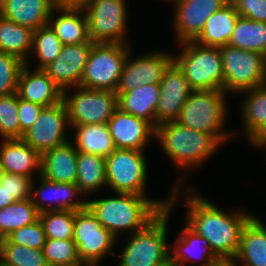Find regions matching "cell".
<instances>
[{
  "label": "cell",
  "instance_id": "obj_1",
  "mask_svg": "<svg viewBox=\"0 0 266 266\" xmlns=\"http://www.w3.org/2000/svg\"><path fill=\"white\" fill-rule=\"evenodd\" d=\"M194 187L193 185V187L171 189L168 193L169 206L174 210L181 201H184L181 204L187 209L184 222L208 240L211 249L219 259H234L240 245L242 230L255 212L253 214L238 207L225 211Z\"/></svg>",
  "mask_w": 266,
  "mask_h": 266
},
{
  "label": "cell",
  "instance_id": "obj_2",
  "mask_svg": "<svg viewBox=\"0 0 266 266\" xmlns=\"http://www.w3.org/2000/svg\"><path fill=\"white\" fill-rule=\"evenodd\" d=\"M155 140L163 153L181 174L170 187L192 186L190 173L201 168L215 156L223 145L211 134L193 130L177 121L162 123L155 127ZM207 160V161H206ZM194 170V171H193ZM188 176V178H187Z\"/></svg>",
  "mask_w": 266,
  "mask_h": 266
},
{
  "label": "cell",
  "instance_id": "obj_3",
  "mask_svg": "<svg viewBox=\"0 0 266 266\" xmlns=\"http://www.w3.org/2000/svg\"><path fill=\"white\" fill-rule=\"evenodd\" d=\"M98 198H87L86 207L101 225L120 241L122 233L128 236L143 229L164 208L169 207V195L153 199L148 195L112 193Z\"/></svg>",
  "mask_w": 266,
  "mask_h": 266
},
{
  "label": "cell",
  "instance_id": "obj_4",
  "mask_svg": "<svg viewBox=\"0 0 266 266\" xmlns=\"http://www.w3.org/2000/svg\"><path fill=\"white\" fill-rule=\"evenodd\" d=\"M227 96L230 95L222 90H193L176 121L193 130L209 133L225 145L240 131L239 128L225 130L230 108Z\"/></svg>",
  "mask_w": 266,
  "mask_h": 266
},
{
  "label": "cell",
  "instance_id": "obj_5",
  "mask_svg": "<svg viewBox=\"0 0 266 266\" xmlns=\"http://www.w3.org/2000/svg\"><path fill=\"white\" fill-rule=\"evenodd\" d=\"M171 213L174 210L170 206L164 208L143 229L126 236L122 252H115L117 266H160L169 261Z\"/></svg>",
  "mask_w": 266,
  "mask_h": 266
},
{
  "label": "cell",
  "instance_id": "obj_6",
  "mask_svg": "<svg viewBox=\"0 0 266 266\" xmlns=\"http://www.w3.org/2000/svg\"><path fill=\"white\" fill-rule=\"evenodd\" d=\"M173 62L183 72L193 90H222L223 63L220 48L202 46L194 41L175 44Z\"/></svg>",
  "mask_w": 266,
  "mask_h": 266
},
{
  "label": "cell",
  "instance_id": "obj_7",
  "mask_svg": "<svg viewBox=\"0 0 266 266\" xmlns=\"http://www.w3.org/2000/svg\"><path fill=\"white\" fill-rule=\"evenodd\" d=\"M128 0H90L84 7L93 43L130 44Z\"/></svg>",
  "mask_w": 266,
  "mask_h": 266
},
{
  "label": "cell",
  "instance_id": "obj_8",
  "mask_svg": "<svg viewBox=\"0 0 266 266\" xmlns=\"http://www.w3.org/2000/svg\"><path fill=\"white\" fill-rule=\"evenodd\" d=\"M223 91L231 96L266 84V56L225 45L220 47Z\"/></svg>",
  "mask_w": 266,
  "mask_h": 266
},
{
  "label": "cell",
  "instance_id": "obj_9",
  "mask_svg": "<svg viewBox=\"0 0 266 266\" xmlns=\"http://www.w3.org/2000/svg\"><path fill=\"white\" fill-rule=\"evenodd\" d=\"M146 152L115 149L105 158L107 190L148 195L146 191L150 176Z\"/></svg>",
  "mask_w": 266,
  "mask_h": 266
},
{
  "label": "cell",
  "instance_id": "obj_10",
  "mask_svg": "<svg viewBox=\"0 0 266 266\" xmlns=\"http://www.w3.org/2000/svg\"><path fill=\"white\" fill-rule=\"evenodd\" d=\"M133 44L94 43L80 86L116 92L120 76Z\"/></svg>",
  "mask_w": 266,
  "mask_h": 266
},
{
  "label": "cell",
  "instance_id": "obj_11",
  "mask_svg": "<svg viewBox=\"0 0 266 266\" xmlns=\"http://www.w3.org/2000/svg\"><path fill=\"white\" fill-rule=\"evenodd\" d=\"M71 129L75 125L107 124L118 109V95L109 90L76 86L63 91Z\"/></svg>",
  "mask_w": 266,
  "mask_h": 266
},
{
  "label": "cell",
  "instance_id": "obj_12",
  "mask_svg": "<svg viewBox=\"0 0 266 266\" xmlns=\"http://www.w3.org/2000/svg\"><path fill=\"white\" fill-rule=\"evenodd\" d=\"M72 240L78 247L82 263L101 266L109 256L115 258V247L119 244L118 239L101 225L87 207L75 212Z\"/></svg>",
  "mask_w": 266,
  "mask_h": 266
},
{
  "label": "cell",
  "instance_id": "obj_13",
  "mask_svg": "<svg viewBox=\"0 0 266 266\" xmlns=\"http://www.w3.org/2000/svg\"><path fill=\"white\" fill-rule=\"evenodd\" d=\"M69 130L71 131V126L62 101L56 105L44 107L32 127L23 134L21 139L43 154L70 141L72 133Z\"/></svg>",
  "mask_w": 266,
  "mask_h": 266
},
{
  "label": "cell",
  "instance_id": "obj_14",
  "mask_svg": "<svg viewBox=\"0 0 266 266\" xmlns=\"http://www.w3.org/2000/svg\"><path fill=\"white\" fill-rule=\"evenodd\" d=\"M133 51L126 58L116 93L131 91L144 84H159L165 70L173 62L172 52L170 54L167 50H150L137 57L132 55L135 53Z\"/></svg>",
  "mask_w": 266,
  "mask_h": 266
},
{
  "label": "cell",
  "instance_id": "obj_15",
  "mask_svg": "<svg viewBox=\"0 0 266 266\" xmlns=\"http://www.w3.org/2000/svg\"><path fill=\"white\" fill-rule=\"evenodd\" d=\"M230 0H172L174 42L194 41L206 20Z\"/></svg>",
  "mask_w": 266,
  "mask_h": 266
},
{
  "label": "cell",
  "instance_id": "obj_16",
  "mask_svg": "<svg viewBox=\"0 0 266 266\" xmlns=\"http://www.w3.org/2000/svg\"><path fill=\"white\" fill-rule=\"evenodd\" d=\"M84 197V198H83ZM31 201L39 213L46 211H79L86 208L87 199L76 183L53 182L41 175L34 178Z\"/></svg>",
  "mask_w": 266,
  "mask_h": 266
},
{
  "label": "cell",
  "instance_id": "obj_17",
  "mask_svg": "<svg viewBox=\"0 0 266 266\" xmlns=\"http://www.w3.org/2000/svg\"><path fill=\"white\" fill-rule=\"evenodd\" d=\"M160 98L156 107V126L176 121L193 91L178 66L172 62L159 83Z\"/></svg>",
  "mask_w": 266,
  "mask_h": 266
},
{
  "label": "cell",
  "instance_id": "obj_18",
  "mask_svg": "<svg viewBox=\"0 0 266 266\" xmlns=\"http://www.w3.org/2000/svg\"><path fill=\"white\" fill-rule=\"evenodd\" d=\"M93 42L63 45L60 54L43 70L64 91L80 86Z\"/></svg>",
  "mask_w": 266,
  "mask_h": 266
},
{
  "label": "cell",
  "instance_id": "obj_19",
  "mask_svg": "<svg viewBox=\"0 0 266 266\" xmlns=\"http://www.w3.org/2000/svg\"><path fill=\"white\" fill-rule=\"evenodd\" d=\"M107 126L116 149L146 151L149 143L155 140V127L150 122L119 108L108 120Z\"/></svg>",
  "mask_w": 266,
  "mask_h": 266
},
{
  "label": "cell",
  "instance_id": "obj_20",
  "mask_svg": "<svg viewBox=\"0 0 266 266\" xmlns=\"http://www.w3.org/2000/svg\"><path fill=\"white\" fill-rule=\"evenodd\" d=\"M183 223L178 236L173 244H170V261L174 265L183 266H211L217 262L219 258L211 249L208 240Z\"/></svg>",
  "mask_w": 266,
  "mask_h": 266
},
{
  "label": "cell",
  "instance_id": "obj_21",
  "mask_svg": "<svg viewBox=\"0 0 266 266\" xmlns=\"http://www.w3.org/2000/svg\"><path fill=\"white\" fill-rule=\"evenodd\" d=\"M17 94L22 100L49 107L62 102L63 90L43 69L27 64L21 69Z\"/></svg>",
  "mask_w": 266,
  "mask_h": 266
},
{
  "label": "cell",
  "instance_id": "obj_22",
  "mask_svg": "<svg viewBox=\"0 0 266 266\" xmlns=\"http://www.w3.org/2000/svg\"><path fill=\"white\" fill-rule=\"evenodd\" d=\"M0 160L5 173L33 179L40 175L41 154L21 138L1 139Z\"/></svg>",
  "mask_w": 266,
  "mask_h": 266
},
{
  "label": "cell",
  "instance_id": "obj_23",
  "mask_svg": "<svg viewBox=\"0 0 266 266\" xmlns=\"http://www.w3.org/2000/svg\"><path fill=\"white\" fill-rule=\"evenodd\" d=\"M78 151L70 140L41 154L40 175L47 180L76 183Z\"/></svg>",
  "mask_w": 266,
  "mask_h": 266
},
{
  "label": "cell",
  "instance_id": "obj_24",
  "mask_svg": "<svg viewBox=\"0 0 266 266\" xmlns=\"http://www.w3.org/2000/svg\"><path fill=\"white\" fill-rule=\"evenodd\" d=\"M266 222L254 215L244 226L234 260L240 266H266Z\"/></svg>",
  "mask_w": 266,
  "mask_h": 266
},
{
  "label": "cell",
  "instance_id": "obj_25",
  "mask_svg": "<svg viewBox=\"0 0 266 266\" xmlns=\"http://www.w3.org/2000/svg\"><path fill=\"white\" fill-rule=\"evenodd\" d=\"M52 10L49 0H0V16L33 31L48 23Z\"/></svg>",
  "mask_w": 266,
  "mask_h": 266
},
{
  "label": "cell",
  "instance_id": "obj_26",
  "mask_svg": "<svg viewBox=\"0 0 266 266\" xmlns=\"http://www.w3.org/2000/svg\"><path fill=\"white\" fill-rule=\"evenodd\" d=\"M47 24L63 45L92 42L84 9H53Z\"/></svg>",
  "mask_w": 266,
  "mask_h": 266
},
{
  "label": "cell",
  "instance_id": "obj_27",
  "mask_svg": "<svg viewBox=\"0 0 266 266\" xmlns=\"http://www.w3.org/2000/svg\"><path fill=\"white\" fill-rule=\"evenodd\" d=\"M239 14L229 1L206 20L205 26L194 42L207 47L228 45Z\"/></svg>",
  "mask_w": 266,
  "mask_h": 266
},
{
  "label": "cell",
  "instance_id": "obj_28",
  "mask_svg": "<svg viewBox=\"0 0 266 266\" xmlns=\"http://www.w3.org/2000/svg\"><path fill=\"white\" fill-rule=\"evenodd\" d=\"M117 95L118 108L121 111L147 120L156 127V107L160 98L159 84H144Z\"/></svg>",
  "mask_w": 266,
  "mask_h": 266
},
{
  "label": "cell",
  "instance_id": "obj_29",
  "mask_svg": "<svg viewBox=\"0 0 266 266\" xmlns=\"http://www.w3.org/2000/svg\"><path fill=\"white\" fill-rule=\"evenodd\" d=\"M72 131L71 141L78 152L107 158L116 149L107 124L75 125Z\"/></svg>",
  "mask_w": 266,
  "mask_h": 266
},
{
  "label": "cell",
  "instance_id": "obj_30",
  "mask_svg": "<svg viewBox=\"0 0 266 266\" xmlns=\"http://www.w3.org/2000/svg\"><path fill=\"white\" fill-rule=\"evenodd\" d=\"M105 170V158L78 152L76 184L86 199L107 190Z\"/></svg>",
  "mask_w": 266,
  "mask_h": 266
},
{
  "label": "cell",
  "instance_id": "obj_31",
  "mask_svg": "<svg viewBox=\"0 0 266 266\" xmlns=\"http://www.w3.org/2000/svg\"><path fill=\"white\" fill-rule=\"evenodd\" d=\"M241 132L247 140L266 122V84L237 94Z\"/></svg>",
  "mask_w": 266,
  "mask_h": 266
},
{
  "label": "cell",
  "instance_id": "obj_32",
  "mask_svg": "<svg viewBox=\"0 0 266 266\" xmlns=\"http://www.w3.org/2000/svg\"><path fill=\"white\" fill-rule=\"evenodd\" d=\"M33 33L32 29L0 16V51L26 63L33 49Z\"/></svg>",
  "mask_w": 266,
  "mask_h": 266
},
{
  "label": "cell",
  "instance_id": "obj_33",
  "mask_svg": "<svg viewBox=\"0 0 266 266\" xmlns=\"http://www.w3.org/2000/svg\"><path fill=\"white\" fill-rule=\"evenodd\" d=\"M228 45L266 56V22L238 17Z\"/></svg>",
  "mask_w": 266,
  "mask_h": 266
},
{
  "label": "cell",
  "instance_id": "obj_34",
  "mask_svg": "<svg viewBox=\"0 0 266 266\" xmlns=\"http://www.w3.org/2000/svg\"><path fill=\"white\" fill-rule=\"evenodd\" d=\"M62 47L63 44L60 39L51 27L46 24L34 31L33 49L25 64L32 68L35 67V69H44L60 54ZM32 59H36L35 61L38 62L35 66L33 65L35 62Z\"/></svg>",
  "mask_w": 266,
  "mask_h": 266
},
{
  "label": "cell",
  "instance_id": "obj_35",
  "mask_svg": "<svg viewBox=\"0 0 266 266\" xmlns=\"http://www.w3.org/2000/svg\"><path fill=\"white\" fill-rule=\"evenodd\" d=\"M39 212L31 199L16 201L0 209V234L6 238L13 231L36 222Z\"/></svg>",
  "mask_w": 266,
  "mask_h": 266
},
{
  "label": "cell",
  "instance_id": "obj_36",
  "mask_svg": "<svg viewBox=\"0 0 266 266\" xmlns=\"http://www.w3.org/2000/svg\"><path fill=\"white\" fill-rule=\"evenodd\" d=\"M0 263L5 266H48L43 250L27 248L4 238Z\"/></svg>",
  "mask_w": 266,
  "mask_h": 266
},
{
  "label": "cell",
  "instance_id": "obj_37",
  "mask_svg": "<svg viewBox=\"0 0 266 266\" xmlns=\"http://www.w3.org/2000/svg\"><path fill=\"white\" fill-rule=\"evenodd\" d=\"M46 239H73L75 211H46L39 214Z\"/></svg>",
  "mask_w": 266,
  "mask_h": 266
},
{
  "label": "cell",
  "instance_id": "obj_38",
  "mask_svg": "<svg viewBox=\"0 0 266 266\" xmlns=\"http://www.w3.org/2000/svg\"><path fill=\"white\" fill-rule=\"evenodd\" d=\"M42 250L48 266H77L82 263L72 239H46Z\"/></svg>",
  "mask_w": 266,
  "mask_h": 266
},
{
  "label": "cell",
  "instance_id": "obj_39",
  "mask_svg": "<svg viewBox=\"0 0 266 266\" xmlns=\"http://www.w3.org/2000/svg\"><path fill=\"white\" fill-rule=\"evenodd\" d=\"M20 138L17 92L0 96V139Z\"/></svg>",
  "mask_w": 266,
  "mask_h": 266
},
{
  "label": "cell",
  "instance_id": "obj_40",
  "mask_svg": "<svg viewBox=\"0 0 266 266\" xmlns=\"http://www.w3.org/2000/svg\"><path fill=\"white\" fill-rule=\"evenodd\" d=\"M25 62L0 51V96L17 92L18 79Z\"/></svg>",
  "mask_w": 266,
  "mask_h": 266
},
{
  "label": "cell",
  "instance_id": "obj_41",
  "mask_svg": "<svg viewBox=\"0 0 266 266\" xmlns=\"http://www.w3.org/2000/svg\"><path fill=\"white\" fill-rule=\"evenodd\" d=\"M6 238L11 243L34 249H43L46 242L44 228L39 219L36 222L13 231Z\"/></svg>",
  "mask_w": 266,
  "mask_h": 266
},
{
  "label": "cell",
  "instance_id": "obj_42",
  "mask_svg": "<svg viewBox=\"0 0 266 266\" xmlns=\"http://www.w3.org/2000/svg\"><path fill=\"white\" fill-rule=\"evenodd\" d=\"M33 178L19 174L4 173L0 186H3L10 196L16 201L31 198Z\"/></svg>",
  "mask_w": 266,
  "mask_h": 266
},
{
  "label": "cell",
  "instance_id": "obj_43",
  "mask_svg": "<svg viewBox=\"0 0 266 266\" xmlns=\"http://www.w3.org/2000/svg\"><path fill=\"white\" fill-rule=\"evenodd\" d=\"M239 17L266 22V0H230Z\"/></svg>",
  "mask_w": 266,
  "mask_h": 266
},
{
  "label": "cell",
  "instance_id": "obj_44",
  "mask_svg": "<svg viewBox=\"0 0 266 266\" xmlns=\"http://www.w3.org/2000/svg\"><path fill=\"white\" fill-rule=\"evenodd\" d=\"M43 108L44 107L39 104L22 100L18 96L20 138H22L23 134L32 127Z\"/></svg>",
  "mask_w": 266,
  "mask_h": 266
},
{
  "label": "cell",
  "instance_id": "obj_45",
  "mask_svg": "<svg viewBox=\"0 0 266 266\" xmlns=\"http://www.w3.org/2000/svg\"><path fill=\"white\" fill-rule=\"evenodd\" d=\"M90 0H49L53 9H84Z\"/></svg>",
  "mask_w": 266,
  "mask_h": 266
},
{
  "label": "cell",
  "instance_id": "obj_46",
  "mask_svg": "<svg viewBox=\"0 0 266 266\" xmlns=\"http://www.w3.org/2000/svg\"><path fill=\"white\" fill-rule=\"evenodd\" d=\"M256 150H266V122L247 140Z\"/></svg>",
  "mask_w": 266,
  "mask_h": 266
},
{
  "label": "cell",
  "instance_id": "obj_47",
  "mask_svg": "<svg viewBox=\"0 0 266 266\" xmlns=\"http://www.w3.org/2000/svg\"><path fill=\"white\" fill-rule=\"evenodd\" d=\"M15 200L8 194L3 186H0V209L14 203Z\"/></svg>",
  "mask_w": 266,
  "mask_h": 266
},
{
  "label": "cell",
  "instance_id": "obj_48",
  "mask_svg": "<svg viewBox=\"0 0 266 266\" xmlns=\"http://www.w3.org/2000/svg\"><path fill=\"white\" fill-rule=\"evenodd\" d=\"M211 266H240L234 259H219Z\"/></svg>",
  "mask_w": 266,
  "mask_h": 266
},
{
  "label": "cell",
  "instance_id": "obj_49",
  "mask_svg": "<svg viewBox=\"0 0 266 266\" xmlns=\"http://www.w3.org/2000/svg\"><path fill=\"white\" fill-rule=\"evenodd\" d=\"M4 168H3V166H2V164H1V160H0V181H1V179H2V177H3V175H4Z\"/></svg>",
  "mask_w": 266,
  "mask_h": 266
},
{
  "label": "cell",
  "instance_id": "obj_50",
  "mask_svg": "<svg viewBox=\"0 0 266 266\" xmlns=\"http://www.w3.org/2000/svg\"><path fill=\"white\" fill-rule=\"evenodd\" d=\"M3 241H4V237L0 234V256H1V251H2Z\"/></svg>",
  "mask_w": 266,
  "mask_h": 266
},
{
  "label": "cell",
  "instance_id": "obj_51",
  "mask_svg": "<svg viewBox=\"0 0 266 266\" xmlns=\"http://www.w3.org/2000/svg\"><path fill=\"white\" fill-rule=\"evenodd\" d=\"M77 266H101V265H96V264H89V263H81Z\"/></svg>",
  "mask_w": 266,
  "mask_h": 266
},
{
  "label": "cell",
  "instance_id": "obj_52",
  "mask_svg": "<svg viewBox=\"0 0 266 266\" xmlns=\"http://www.w3.org/2000/svg\"><path fill=\"white\" fill-rule=\"evenodd\" d=\"M160 266H175L170 260Z\"/></svg>",
  "mask_w": 266,
  "mask_h": 266
},
{
  "label": "cell",
  "instance_id": "obj_53",
  "mask_svg": "<svg viewBox=\"0 0 266 266\" xmlns=\"http://www.w3.org/2000/svg\"><path fill=\"white\" fill-rule=\"evenodd\" d=\"M164 1V3L167 1L168 3H170L172 0H162V2Z\"/></svg>",
  "mask_w": 266,
  "mask_h": 266
}]
</instances>
